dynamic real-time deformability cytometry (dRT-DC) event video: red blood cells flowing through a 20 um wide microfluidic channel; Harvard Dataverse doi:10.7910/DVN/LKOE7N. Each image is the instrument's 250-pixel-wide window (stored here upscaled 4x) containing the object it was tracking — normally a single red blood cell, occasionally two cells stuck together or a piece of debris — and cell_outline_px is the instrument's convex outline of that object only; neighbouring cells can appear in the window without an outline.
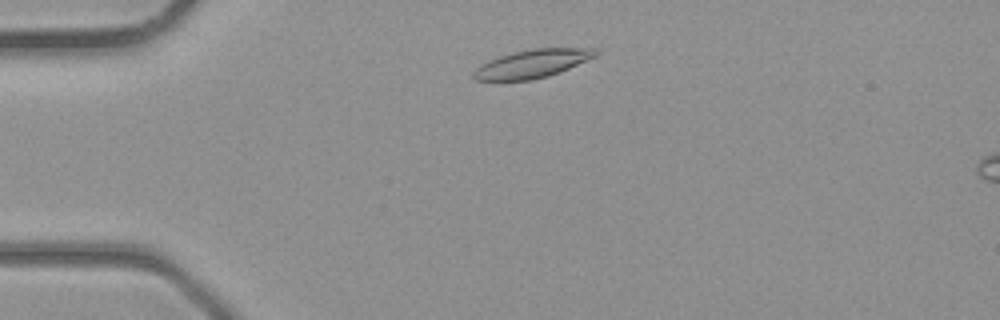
{"species": "common noctule bat (a hibernating species)", "species_latin": "Nyctalus noctula", "temperature_condition": "room temperature", "stored_images_in_passage": 34, "camera_frame_rate_fps": 3000, "um_per_image_px": 0.085, "animal": {"sex": "male", "body_mass_g": 23.1, "forearm_length_mm": 52.7}, "frame": {"image": 1, "passage_image": 3, "time_ms": 0.667, "image_size_px": [1000, 320], "cell_outline_px": [[600, 52], [596, 56], [588, 60], [560, 72], [548, 76], [532, 80], [476, 80], [472, 76], [472, 72], [476, 68], [488, 60], [512, 52], [536, 48], [592, 48]], "centroid_in_image_um": [45.25, 5.41], "position_along_channel_um": 39.7, "area_um2": 20.06}}
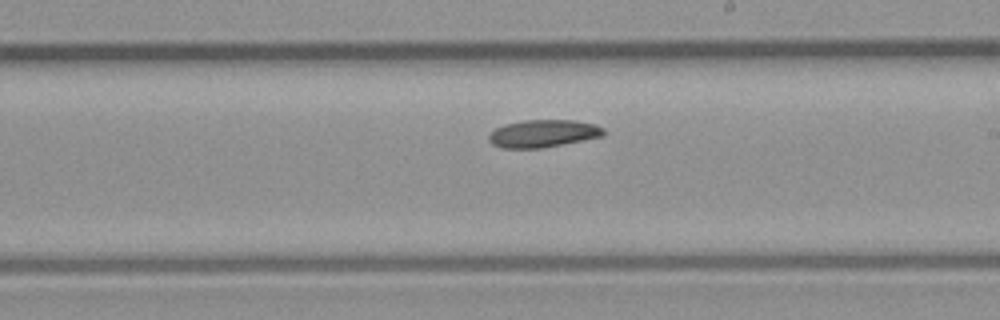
{"frame": {"image": 2, "passage_image": 17, "time_ms": 5.333, "image_size_px": [1000, 320], "cell_outline_px": [[608, 132], [604, 136], [540, 148], [504, 148], [492, 144], [488, 140], [488, 136], [496, 128], [504, 124], [524, 120], [576, 120], [596, 124], [604, 128]], "centroid_in_image_um": [46.21, 11.34], "position_along_channel_um": 242.8, "area_um2": 18.5}}
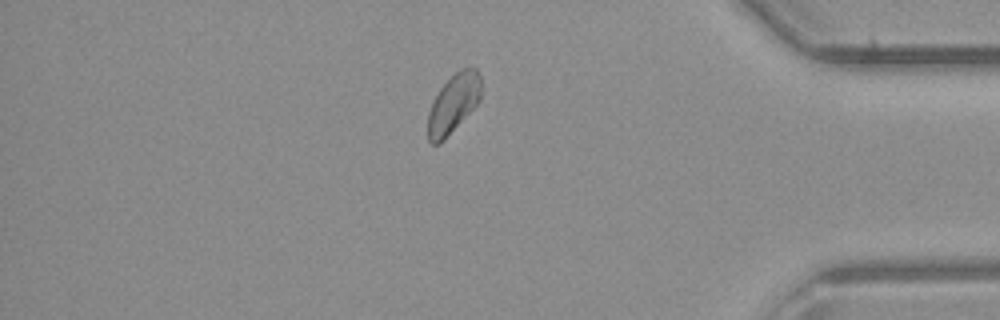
{"frame": {"image": 3, "passage_image": 28, "time_ms": 9.0, "image_size_px": [1000, 320], "cell_outline_px": [[480, 100], [444, 140], [440, 144], [432, 144], [428, 140], [428, 112], [432, 100], [440, 88], [460, 68], [476, 68], [480, 76]], "centroid_in_image_um": [38.51, 8.81], "position_along_channel_um": 396.7, "area_um2": 18.03}}